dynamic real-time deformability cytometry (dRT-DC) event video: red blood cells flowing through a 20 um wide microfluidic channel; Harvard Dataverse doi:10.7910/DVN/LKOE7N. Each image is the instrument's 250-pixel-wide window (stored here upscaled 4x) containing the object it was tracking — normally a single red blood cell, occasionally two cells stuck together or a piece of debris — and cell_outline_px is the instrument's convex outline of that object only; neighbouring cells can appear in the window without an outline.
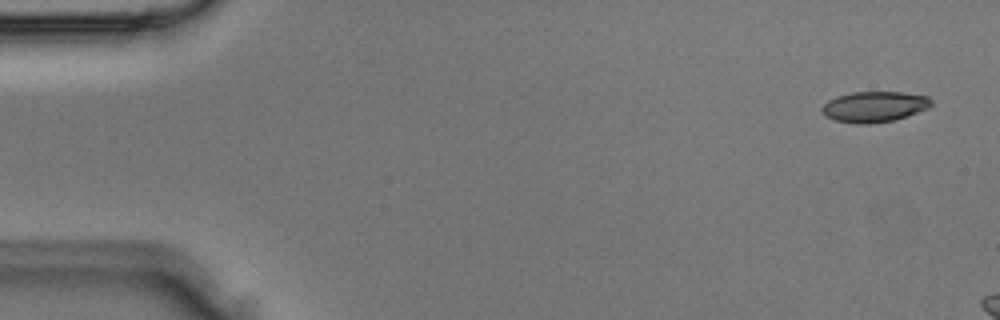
{"species": "Egyptian fruit bat (a non-hibernating species)", "species_latin": "Rousettus aegyptiacus", "temperature_condition": "room temperature", "stored_images_in_passage": 3, "camera_frame_rate_fps": 3000, "um_per_image_px": 0.085, "animal": {"sex": "male"}, "frame": {"image": 1, "passage_image": 1, "time_ms": 0.0, "image_size_px": [1000, 320], "cell_outline_px": [[932, 104], [928, 108], [908, 116], [892, 120], [868, 124], [856, 124], [836, 120], [824, 116], [820, 112], [820, 108], [828, 100], [836, 96], [852, 92], [904, 92], [928, 96], [932, 100]], "centroid_in_image_um": [74.3, 9.06], "position_along_channel_um": 10.7, "area_um2": 19.71}}